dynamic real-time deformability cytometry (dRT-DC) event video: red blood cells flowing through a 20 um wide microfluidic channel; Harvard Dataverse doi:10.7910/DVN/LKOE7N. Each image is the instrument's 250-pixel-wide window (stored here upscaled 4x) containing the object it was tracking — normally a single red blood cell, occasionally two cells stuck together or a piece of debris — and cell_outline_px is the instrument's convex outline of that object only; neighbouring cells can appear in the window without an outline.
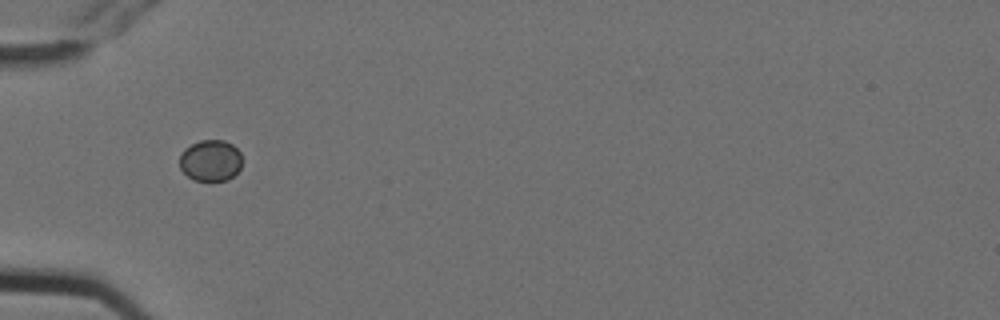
{"species": "Egyptian fruit bat (a non-hibernating species)", "species_latin": "Rousettus aegyptiacus", "temperature_condition": "cold", "stored_images_in_passage": 1, "camera_frame_rate_fps": 3000, "um_per_image_px": 0.085, "animal": {"sex": "female"}, "frame": {"image": 1, "passage_image": 1, "time_ms": 0.0, "image_size_px": [1000, 320], "cell_outline_px": [[240, 168], [228, 180], [192, 180], [180, 168], [180, 156], [184, 148], [200, 140], [224, 140], [232, 144], [240, 152]], "centroid_in_image_um": [17.88, 13.63], "position_along_channel_um": 67.1, "area_um2": 14.91}}